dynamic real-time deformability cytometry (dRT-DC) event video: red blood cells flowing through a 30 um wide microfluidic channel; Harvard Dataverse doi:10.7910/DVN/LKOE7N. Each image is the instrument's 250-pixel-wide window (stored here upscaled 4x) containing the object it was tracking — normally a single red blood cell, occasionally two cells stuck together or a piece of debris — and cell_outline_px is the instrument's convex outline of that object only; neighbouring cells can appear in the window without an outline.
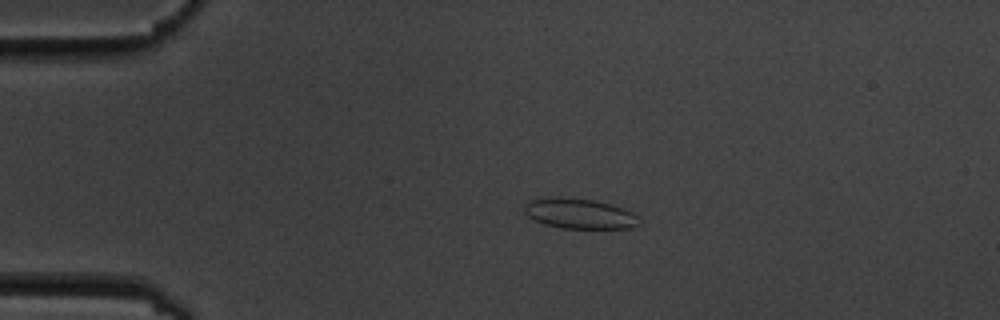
{"species": "common noctule bat (a hibernating species)", "species_latin": "Nyctalus noctula", "temperature_condition": "cold", "stored_images_in_passage": 5, "camera_frame_rate_fps": 3000, "um_per_image_px": 0.085, "animal": {"sex": "male", "body_mass_g": 19.5, "forearm_length_mm": 54.6}, "frame": {"image": 1, "passage_image": 3, "time_ms": 3.0, "image_size_px": [1000, 320], "cell_outline_px": [[640, 224], [632, 228], [560, 228], [544, 224], [528, 216], [524, 212], [524, 204], [528, 200], [536, 196], [548, 196], [596, 200], [612, 204], [624, 208], [640, 216]], "centroid_in_image_um": [49.24, 18.13], "position_along_channel_um": 35.8, "area_um2": 20.75}}
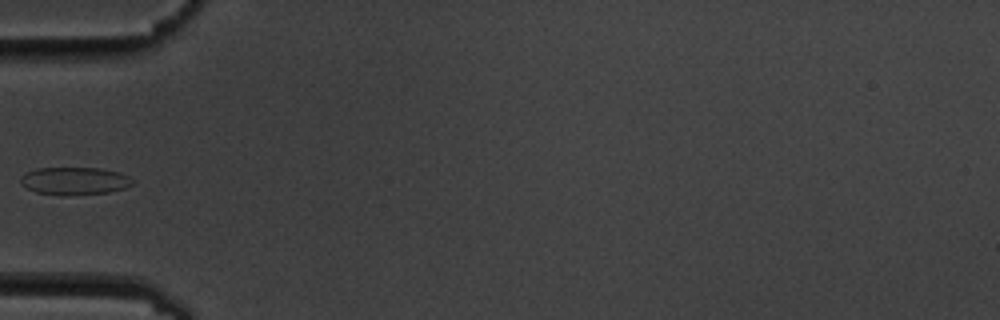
{"frame": {"image": 2, "passage_image": 5, "time_ms": 5.333, "image_size_px": [1000, 320], "cell_outline_px": [[136, 184], [124, 188], [108, 192], [36, 192], [20, 184], [20, 176], [36, 168], [100, 168], [120, 172], [136, 180]], "centroid_in_image_um": [6.4, 15.32], "position_along_channel_um": 78.6, "area_um2": 17.22}}